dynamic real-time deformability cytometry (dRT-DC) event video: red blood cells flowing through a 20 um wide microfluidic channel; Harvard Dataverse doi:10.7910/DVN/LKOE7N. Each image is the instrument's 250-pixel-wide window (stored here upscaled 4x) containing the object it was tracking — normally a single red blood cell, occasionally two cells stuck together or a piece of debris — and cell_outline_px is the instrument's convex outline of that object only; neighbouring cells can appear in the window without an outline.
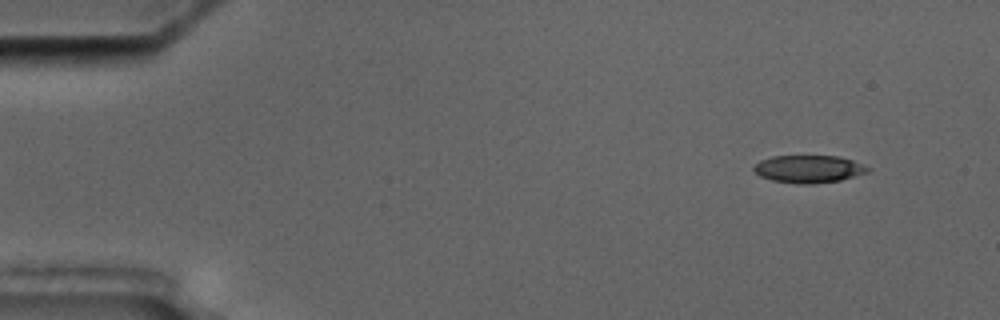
{"species": "common noctule bat (a hibernating species)", "species_latin": "Nyctalus noctula", "temperature_condition": "cold", "stored_images_in_passage": 7, "camera_frame_rate_fps": 3000, "um_per_image_px": 0.085, "animal": {"sex": "male", "body_mass_g": 17.5, "forearm_length_mm": 52.3}, "frame": {"image": 1, "passage_image": 1, "time_ms": 0.0, "image_size_px": [1000, 320], "cell_outline_px": [[868, 172], [840, 180], [812, 184], [800, 184], [772, 180], [760, 176], [752, 168], [760, 160], [772, 156], [836, 156], [852, 160], [868, 168]], "centroid_in_image_um": [68.69, 14.36], "position_along_channel_um": 16.3, "area_um2": 18.03}}
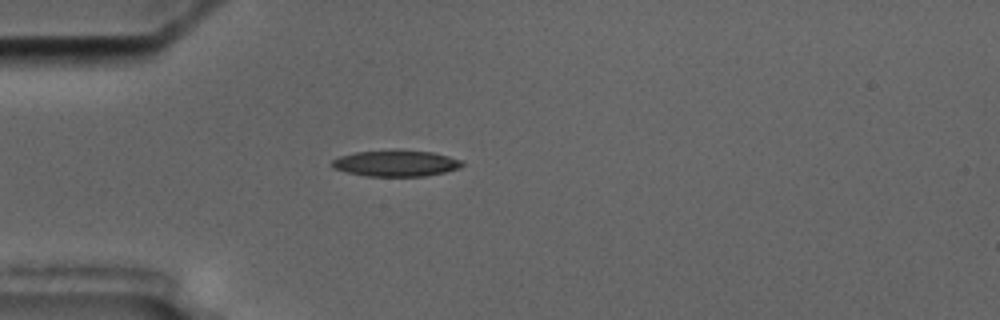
{"frame": {"image": 2, "passage_image": 4, "time_ms": 3.667, "image_size_px": [1000, 320], "cell_outline_px": [[464, 164], [460, 168], [444, 172], [424, 176], [364, 176], [344, 172], [332, 168], [332, 160], [340, 156], [356, 152], [392, 148], [400, 148], [432, 152], [464, 160]], "centroid_in_image_um": [33.65, 13.85], "position_along_channel_um": 51.4, "area_um2": 20.52}}